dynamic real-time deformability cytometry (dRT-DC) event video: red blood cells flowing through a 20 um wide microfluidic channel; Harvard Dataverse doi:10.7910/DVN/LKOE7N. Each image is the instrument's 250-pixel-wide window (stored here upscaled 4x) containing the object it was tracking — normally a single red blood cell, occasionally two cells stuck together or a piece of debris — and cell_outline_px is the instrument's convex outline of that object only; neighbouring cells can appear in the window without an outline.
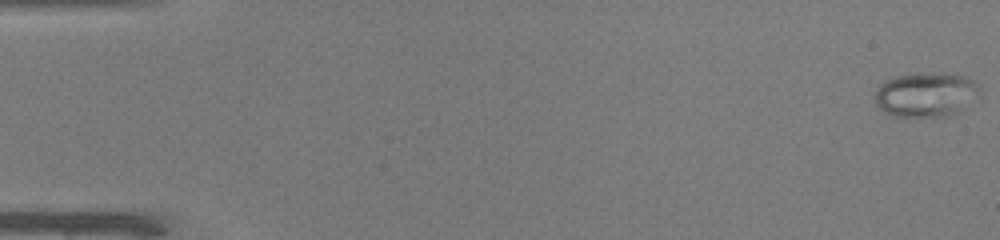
{"species": "common noctule bat (a hibernating species)", "species_latin": "Nyctalus noctula", "temperature_condition": "warm", "stored_images_in_passage": 50, "camera_frame_rate_fps": 3000, "um_per_image_px": 0.085, "animal": {"sex": "male", "body_mass_g": 19.0, "forearm_length_mm": 50.8}, "frame": {"image": 1, "passage_image": 1, "time_ms": 0.0, "image_size_px": [1000, 240], "cell_outline_px": [[976, 88], [964, 108], [960, 112], [948, 116], [892, 116], [884, 112], [876, 104], [876, 92], [880, 84], [896, 76], [940, 72], [964, 76], [972, 80]], "centroid_in_image_um": [78.62, 8.05], "position_along_channel_um": 6.4, "area_um2": 26.24}}
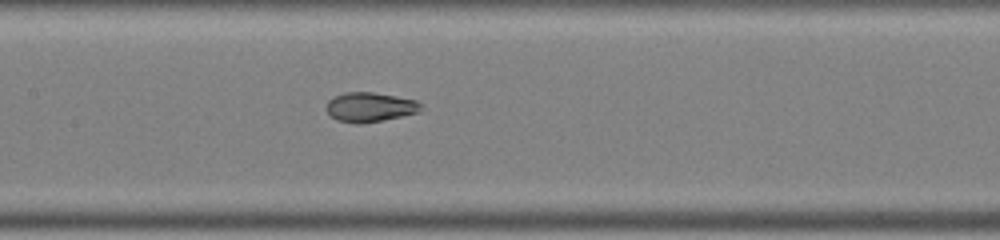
{"frame": {"image": 2, "passage_image": 25, "time_ms": 8.0, "image_size_px": [1000, 240], "cell_outline_px": [[424, 108], [416, 112], [400, 116], [360, 124], [356, 124], [336, 120], [324, 108], [328, 100], [344, 92], [372, 92], [396, 96], [416, 100]], "centroid_in_image_um": [31.4, 9.1], "position_along_channel_um": 176.0, "area_um2": 16.13}}
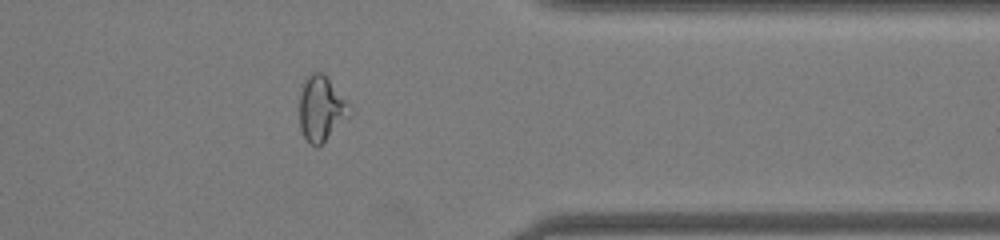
{"frame": {"image": 3, "passage_image": 41, "time_ms": 13.333, "image_size_px": [1000, 240], "cell_outline_px": [[352, 112], [316, 148], [308, 144], [300, 128], [300, 92], [308, 76], [312, 72], [324, 72], [352, 108]], "centroid_in_image_um": [27.29, 9.22], "position_along_channel_um": 384.1, "area_um2": 18.67}}